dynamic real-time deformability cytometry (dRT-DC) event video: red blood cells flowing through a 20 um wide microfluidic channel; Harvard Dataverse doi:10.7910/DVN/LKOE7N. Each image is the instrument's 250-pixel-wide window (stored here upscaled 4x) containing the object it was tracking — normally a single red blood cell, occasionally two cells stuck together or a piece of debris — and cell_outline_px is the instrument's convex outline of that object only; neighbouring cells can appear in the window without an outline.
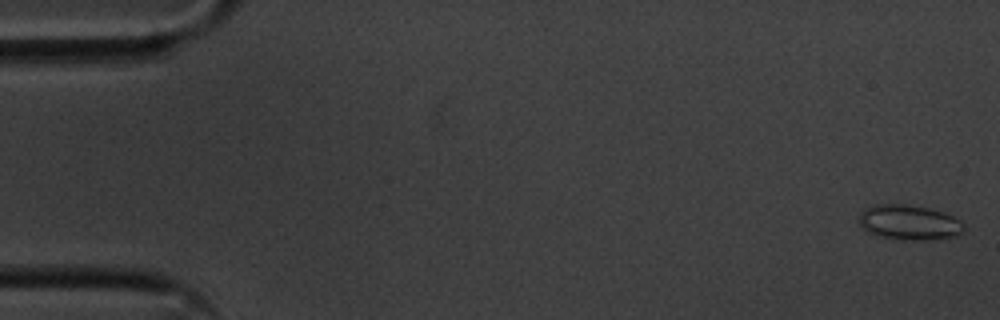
{"species": "common noctule bat (a hibernating species)", "species_latin": "Nyctalus noctula", "temperature_condition": "cold", "stored_images_in_passage": 12, "camera_frame_rate_fps": 3000, "um_per_image_px": 0.085, "animal": {"sex": "male", "body_mass_g": 20.1, "forearm_length_mm": 53.5}, "frame": {"image": 1, "passage_image": 1, "time_ms": 0.0, "image_size_px": [1000, 320], "cell_outline_px": [[964, 232], [956, 236], [940, 240], [900, 240], [876, 236], [868, 232], [860, 224], [860, 212], [864, 208], [876, 204], [904, 204], [928, 208], [944, 212], [960, 220], [964, 224]], "centroid_in_image_um": [77.31, 18.93], "position_along_channel_um": 7.7, "area_um2": 21.79}}